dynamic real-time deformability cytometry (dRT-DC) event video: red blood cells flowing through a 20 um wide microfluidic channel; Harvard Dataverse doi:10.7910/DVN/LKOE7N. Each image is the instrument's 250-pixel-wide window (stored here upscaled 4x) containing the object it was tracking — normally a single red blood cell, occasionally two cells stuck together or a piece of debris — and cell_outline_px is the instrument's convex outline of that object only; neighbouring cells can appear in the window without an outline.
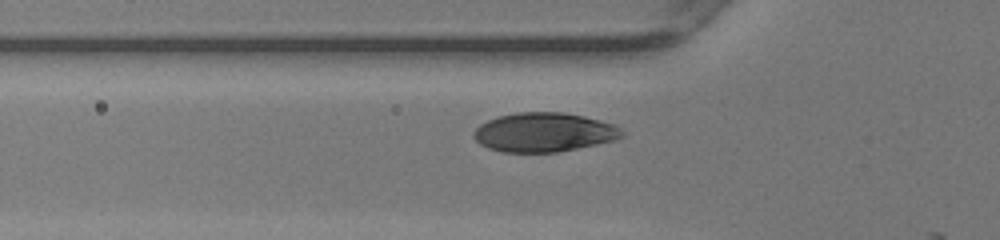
{"species": "human", "species_latin": "Homo sapiens", "temperature_condition": "warm", "stored_images_in_passage": 33, "camera_frame_rate_fps": 3000, "um_per_image_px": 0.085, "donor": {"sex": "female"}, "frame": {"image": 1, "passage_image": 4, "time_ms": 1.0, "image_size_px": [1000, 240], "cell_outline_px": [[624, 136], [616, 140], [556, 152], [500, 152], [488, 148], [480, 144], [472, 136], [472, 132], [480, 124], [488, 120], [500, 116], [516, 112], [564, 112], [584, 116], [612, 124], [620, 128], [624, 132]], "centroid_in_image_um": [46.21, 11.24], "position_along_channel_um": 79.6, "area_um2": 33.81}}
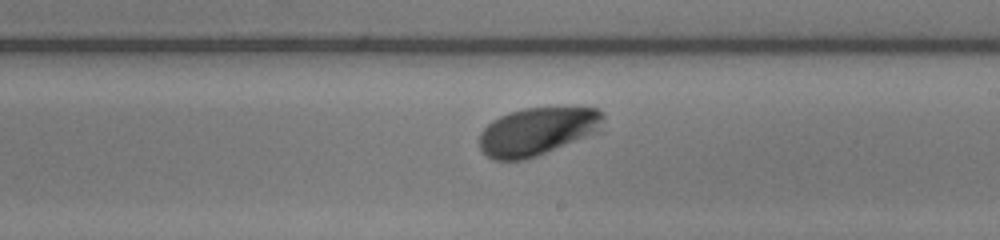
{"frame": {"image": 2, "passage_image": 16, "time_ms": 5.0, "image_size_px": [1000, 240], "cell_outline_px": [[604, 132], [536, 156], [524, 160], [492, 160], [480, 148], [480, 132], [492, 120], [508, 112], [524, 108], [600, 108], [604, 112]], "centroid_in_image_um": [45.77, 11.17], "position_along_channel_um": 243.2, "area_um2": 35.26}}
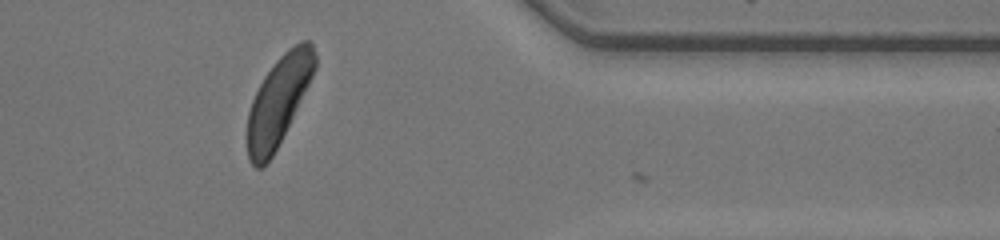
{"frame": {"image": 3, "passage_image": 28, "time_ms": 9.0, "image_size_px": [1000, 240], "cell_outline_px": [[316, 68], [272, 156], [260, 168], [256, 168], [248, 160], [248, 112], [252, 100], [264, 76], [276, 60], [288, 48], [300, 40], [312, 40], [316, 56]], "centroid_in_image_um": [23.68, 8.5], "position_along_channel_um": 387.7, "area_um2": 34.04}, "authors_computed_cell_mechanics": {"area_um2": 34.9112, "velocity_mm_per_s": 4.1145, "shape_relaxation_time_tau1_ms": 0.7435, "shape_relaxation_time_tau2_ms": null, "deformation_change_tau1": 0.0865, "deformation_change_tau2": null}}